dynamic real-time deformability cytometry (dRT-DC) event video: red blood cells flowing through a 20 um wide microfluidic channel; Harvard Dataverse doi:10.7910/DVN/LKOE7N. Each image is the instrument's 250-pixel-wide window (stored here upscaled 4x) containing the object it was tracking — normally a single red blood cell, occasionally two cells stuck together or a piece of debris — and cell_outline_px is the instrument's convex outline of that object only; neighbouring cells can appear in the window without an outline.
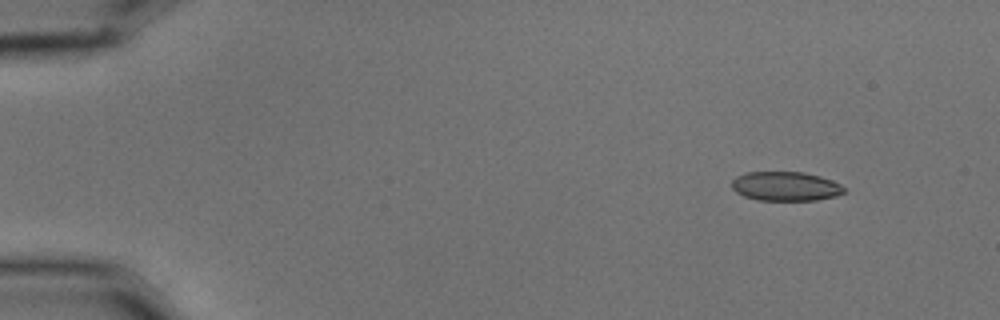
{"species": "common noctule bat (a hibernating species)", "species_latin": "Nyctalus noctula", "temperature_condition": "cold", "stored_images_in_passage": 5, "camera_frame_rate_fps": 3000, "um_per_image_px": 0.085, "animal": {"sex": "male", "body_mass_g": 15.6}, "frame": {"image": 1, "passage_image": 2, "time_ms": 0.333, "image_size_px": [1000, 320], "cell_outline_px": [[844, 192], [836, 196], [816, 200], [756, 200], [744, 196], [736, 192], [732, 188], [732, 180], [736, 176], [744, 172], [804, 172], [820, 176], [832, 180], [840, 184], [844, 188]], "centroid_in_image_um": [66.75, 15.83], "position_along_channel_um": 18.2, "area_um2": 19.19}}
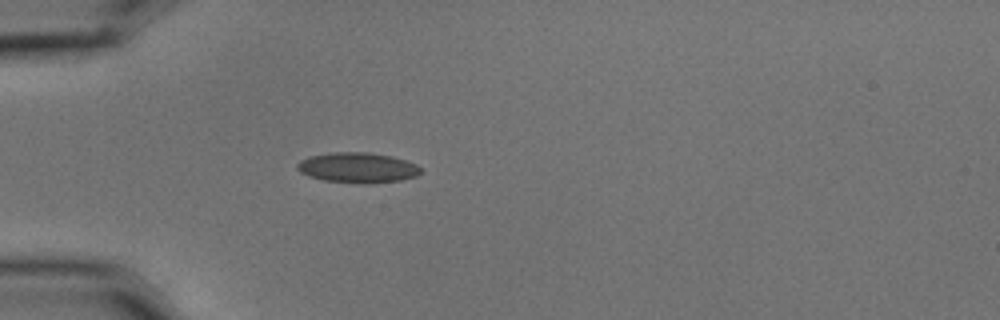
{"frame": {"image": 2, "passage_image": 5, "time_ms": 1.333, "image_size_px": [1000, 320], "cell_outline_px": [[424, 172], [416, 176], [400, 180], [324, 180], [308, 176], [300, 172], [296, 168], [296, 164], [300, 160], [308, 156], [332, 152], [368, 152], [392, 156], [416, 164]], "centroid_in_image_um": [30.36, 14.18], "position_along_channel_um": 54.6, "area_um2": 20.81}}